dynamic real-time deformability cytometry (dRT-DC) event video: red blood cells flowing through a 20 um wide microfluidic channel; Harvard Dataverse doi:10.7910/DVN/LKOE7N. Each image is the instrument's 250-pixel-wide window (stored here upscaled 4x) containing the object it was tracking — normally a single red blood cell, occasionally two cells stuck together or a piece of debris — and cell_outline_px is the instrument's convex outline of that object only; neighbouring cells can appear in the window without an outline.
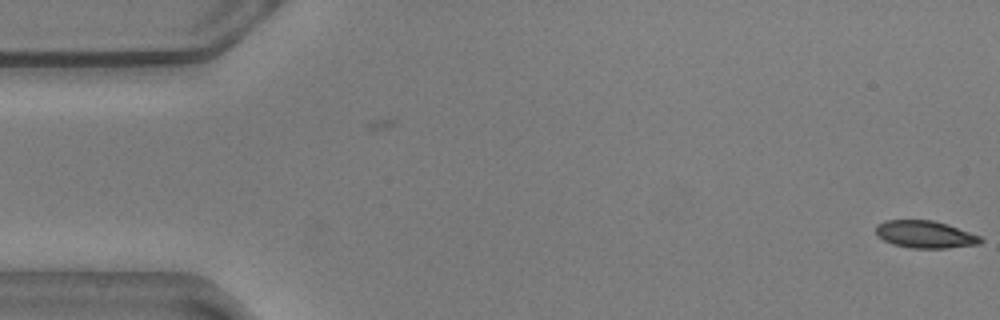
{"species": "common noctule bat (a hibernating species)", "species_latin": "Nyctalus noctula", "temperature_condition": "warm", "stored_images_in_passage": 5, "camera_frame_rate_fps": 3000, "um_per_image_px": 0.085, "animal": {"sex": "male", "body_mass_g": 20.5, "forearm_length_mm": 52.5}, "frame": {"image": 1, "passage_image": 5, "time_ms": 1.333, "image_size_px": [1000, 320], "cell_outline_px": [[984, 240], [980, 244], [948, 248], [912, 248], [892, 244], [884, 240], [876, 232], [876, 224], [884, 220], [932, 220], [948, 224], [980, 236]], "centroid_in_image_um": [78.65, 19.92], "position_along_channel_um": 6.3, "area_um2": 16.7}}